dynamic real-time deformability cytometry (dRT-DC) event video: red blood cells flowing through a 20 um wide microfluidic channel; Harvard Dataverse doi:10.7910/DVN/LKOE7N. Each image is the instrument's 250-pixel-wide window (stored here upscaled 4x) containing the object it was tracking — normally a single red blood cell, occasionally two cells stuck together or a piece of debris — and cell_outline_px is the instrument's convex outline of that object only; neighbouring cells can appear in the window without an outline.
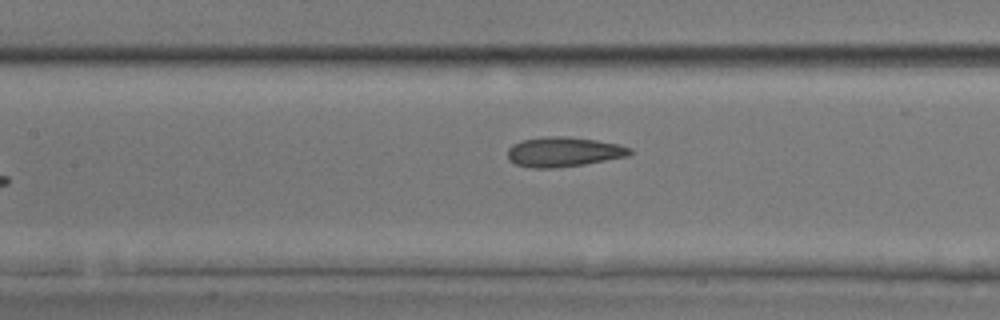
{"species": "common noctule bat (a hibernating species)", "species_latin": "Nyctalus noctula", "temperature_condition": "room temperature", "stored_images_in_passage": 9, "camera_frame_rate_fps": 3000, "um_per_image_px": 0.085, "animal": {"sex": "male", "body_mass_g": 17.9, "forearm_length_mm": 54.2}, "frame": {"image": 1, "passage_image": 8, "time_ms": 2.333, "image_size_px": [1000, 320], "cell_outline_px": [[632, 152], [628, 156], [584, 164], [552, 168], [532, 168], [516, 164], [508, 160], [508, 148], [512, 144], [524, 140], [552, 136], [568, 136], [596, 140], [620, 144], [632, 148]], "centroid_in_image_um": [47.92, 12.91], "position_along_channel_um": 159.5, "area_um2": 21.15}}
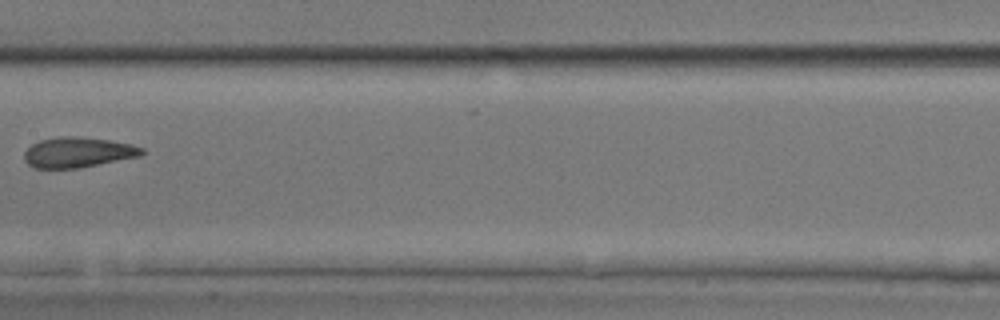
{"frame": {"image": 2, "passage_image": 9, "time_ms": 2.667, "image_size_px": [1000, 320], "cell_outline_px": [[144, 152], [140, 156], [80, 168], [32, 168], [24, 160], [24, 152], [32, 144], [40, 140], [60, 136], [80, 136], [108, 140], [132, 144], [144, 148]], "centroid_in_image_um": [6.61, 12.95], "position_along_channel_um": 200.8, "area_um2": 20.87}}